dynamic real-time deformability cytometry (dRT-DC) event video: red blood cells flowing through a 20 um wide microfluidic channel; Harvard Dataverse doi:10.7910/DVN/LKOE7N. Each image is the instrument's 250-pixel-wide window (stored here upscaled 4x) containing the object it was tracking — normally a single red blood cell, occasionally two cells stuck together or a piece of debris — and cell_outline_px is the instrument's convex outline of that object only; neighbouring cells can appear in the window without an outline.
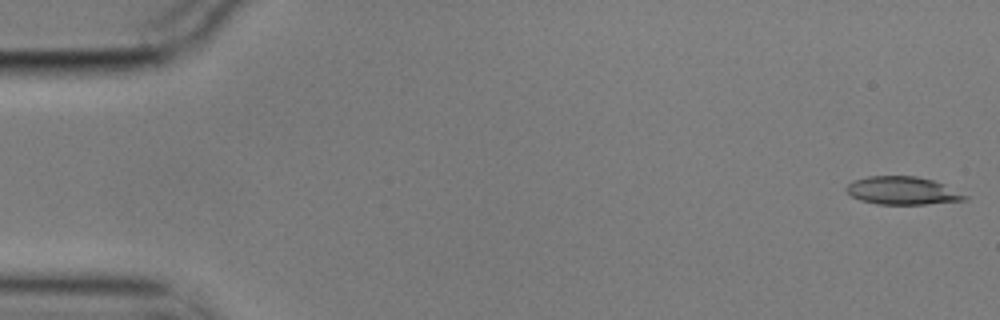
{"species": "common noctule bat (a hibernating species)", "species_latin": "Nyctalus noctula", "temperature_condition": "cold", "stored_images_in_passage": 56, "camera_frame_rate_fps": 3000, "um_per_image_px": 0.085, "animal": {"sex": "male", "body_mass_g": 17.9}, "frame": {"image": 1, "passage_image": 1, "time_ms": 0.0, "image_size_px": [1000, 320], "cell_outline_px": [[968, 200], [924, 204], [876, 204], [860, 200], [852, 196], [844, 188], [852, 180], [868, 176], [916, 176], [932, 180], [944, 184], [968, 196]], "centroid_in_image_um": [76.69, 16.2], "position_along_channel_um": 8.3, "area_um2": 19.31}}
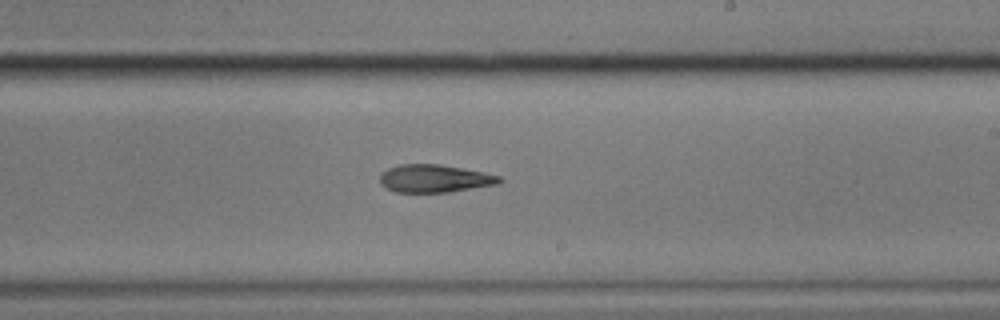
{"frame": {"image": 2, "passage_image": 33, "time_ms": 10.667, "image_size_px": [1000, 320], "cell_outline_px": [[504, 180], [496, 184], [448, 192], [396, 192], [380, 184], [380, 176], [388, 168], [400, 164], [440, 164], [484, 172], [500, 176]], "centroid_in_image_um": [36.94, 15.17], "position_along_channel_um": 252.1, "area_um2": 19.19}}
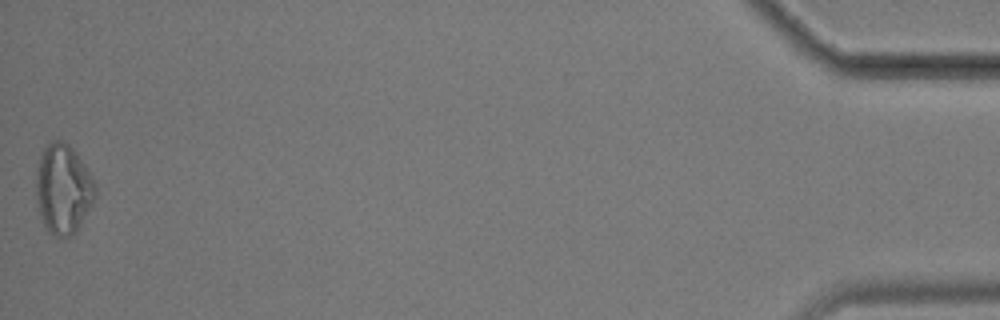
{"frame": {"image": 3, "passage_image": 56, "time_ms": 18.333, "image_size_px": [1000, 320], "cell_outline_px": [[96, 196], [92, 204], [76, 232], [72, 236], [56, 236], [48, 232], [44, 224], [36, 200], [36, 172], [40, 156], [44, 148], [52, 140], [60, 140], [68, 144], [72, 148], [84, 164], [96, 188]], "centroid_in_image_um": [5.36, 16.07], "position_along_channel_um": 429.8, "area_um2": 30.63}, "authors_computed_cell_mechanics": {"area_um2": 19.9988, "velocity_mm_per_s": 3.5314, "shape_relaxation_time_tau1_ms": null, "shape_relaxation_time_tau2_ms": 5.4253, "deformation_change_tau1": null, "deformation_change_tau2": 0.1702}}